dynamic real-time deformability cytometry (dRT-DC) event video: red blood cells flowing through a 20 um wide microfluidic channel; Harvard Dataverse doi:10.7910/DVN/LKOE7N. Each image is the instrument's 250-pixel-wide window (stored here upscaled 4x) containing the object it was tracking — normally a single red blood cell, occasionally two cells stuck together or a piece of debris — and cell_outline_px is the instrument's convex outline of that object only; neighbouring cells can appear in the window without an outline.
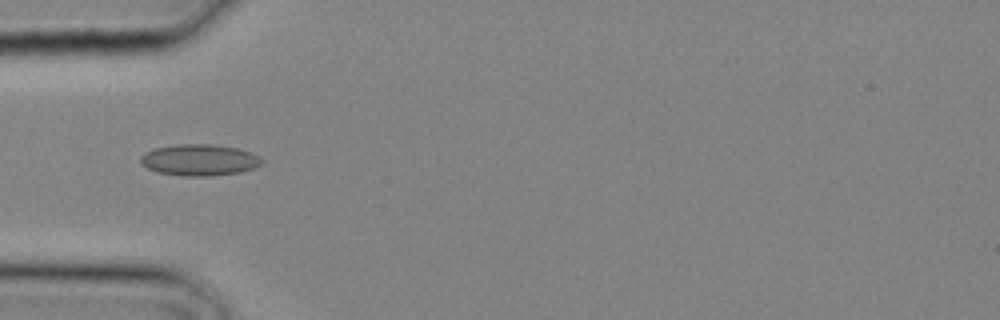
{"species": "common noctule bat (a hibernating species)", "species_latin": "Nyctalus noctula", "temperature_condition": "cold", "stored_images_in_passage": 24, "camera_frame_rate_fps": 3000, "um_per_image_px": 0.085, "animal": {"sex": "male", "body_mass_g": 20.4}, "frame": {"image": 1, "passage_image": 5, "time_ms": 1.333, "image_size_px": [1000, 320], "cell_outline_px": [[264, 160], [260, 164], [252, 168], [240, 172], [212, 176], [184, 176], [156, 172], [148, 168], [140, 160], [140, 156], [144, 152], [156, 148], [176, 144], [216, 144], [240, 148], [252, 152], [260, 156]], "centroid_in_image_um": [16.98, 13.59], "position_along_channel_um": 68.0, "area_um2": 22.37}}
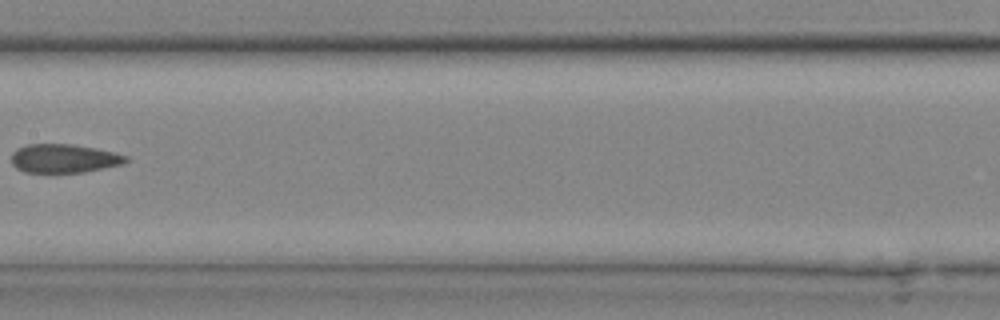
{"frame": {"image": 2, "passage_image": 11, "time_ms": 3.333, "image_size_px": [1000, 320], "cell_outline_px": [[128, 160], [120, 164], [84, 172], [24, 172], [16, 168], [12, 164], [12, 152], [16, 148], [28, 144], [72, 144], [96, 148], [128, 156]], "centroid_in_image_um": [5.39, 13.46], "position_along_channel_um": 202.0, "area_um2": 19.02}}
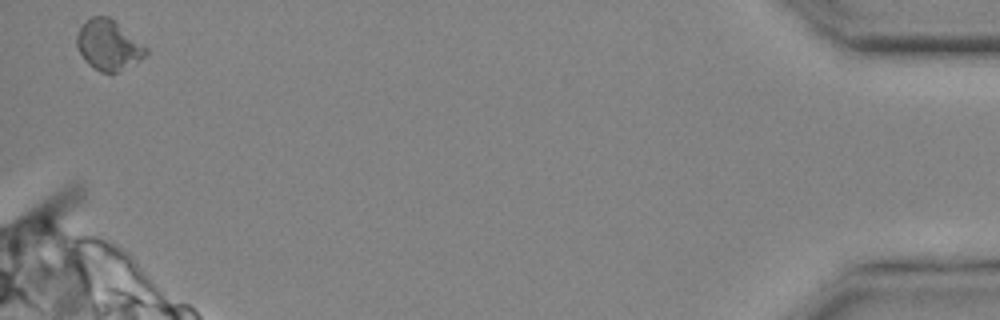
{"frame": {"image": 3, "passage_image": 24, "time_ms": 7.667, "image_size_px": [1000, 320], "cell_outline_px": [[148, 56], [112, 76], [100, 72], [88, 64], [84, 60], [76, 44], [76, 36], [80, 28], [92, 16], [108, 16], [148, 48]], "centroid_in_image_um": [9.24, 3.89], "position_along_channel_um": 426.0, "area_um2": 20.35}}